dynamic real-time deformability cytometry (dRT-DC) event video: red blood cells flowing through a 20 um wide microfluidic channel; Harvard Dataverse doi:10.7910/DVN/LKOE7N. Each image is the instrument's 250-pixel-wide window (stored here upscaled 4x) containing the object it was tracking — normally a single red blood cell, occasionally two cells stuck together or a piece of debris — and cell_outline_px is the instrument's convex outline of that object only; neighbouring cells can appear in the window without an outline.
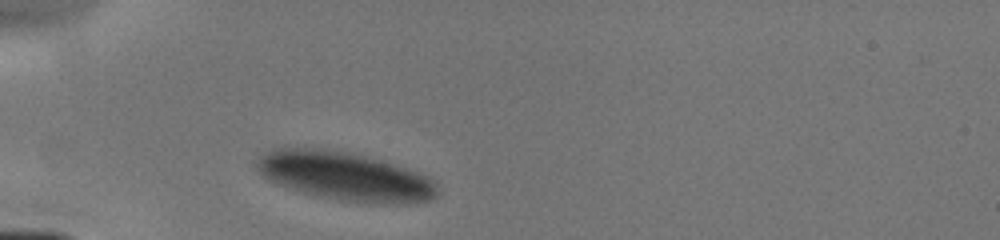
{"species": "human", "species_latin": "Homo sapiens", "temperature_condition": "cold", "stored_images_in_passage": 1, "camera_frame_rate_fps": 3000, "um_per_image_px": 0.085, "donor": {"sex": "male"}, "frame": {"image": 1, "passage_image": 1, "time_ms": 0.0, "image_size_px": [1000, 240], "cell_outline_px": [[440, 192], [432, 200], [404, 204], [368, 204], [336, 200], [300, 192], [280, 184], [264, 176], [256, 168], [256, 160], [264, 152], [272, 148], [284, 144], [320, 148], [348, 152], [380, 160], [420, 172], [432, 180], [436, 184]], "centroid_in_image_um": [29.3, 14.97], "position_along_channel_um": 55.7, "area_um2": 52.19}}